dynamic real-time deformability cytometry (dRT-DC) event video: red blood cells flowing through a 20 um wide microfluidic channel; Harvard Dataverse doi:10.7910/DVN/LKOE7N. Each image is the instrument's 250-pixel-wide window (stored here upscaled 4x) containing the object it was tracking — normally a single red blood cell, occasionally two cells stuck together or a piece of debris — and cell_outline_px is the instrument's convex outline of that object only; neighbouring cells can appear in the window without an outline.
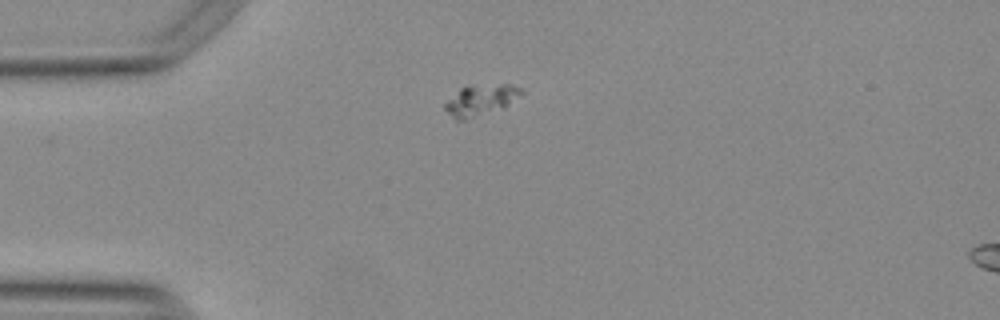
{"species": "Egyptian fruit bat (a non-hibernating species)", "species_latin": "Rousettus aegyptiacus", "temperature_condition": "warm", "stored_images_in_passage": 43, "camera_frame_rate_fps": 3000, "um_per_image_px": 0.085, "animal": {"sex": "female"}, "frame": {"image": 1, "passage_image": 1, "time_ms": 0.0, "image_size_px": [1000, 320], "cell_outline_px": [[524, 92], [504, 108], [468, 120], [456, 120], [444, 108], [444, 104], [460, 88], [500, 84], [508, 84], [524, 88]], "centroid_in_image_um": [40.9, 8.53], "position_along_channel_um": 44.1, "area_um2": 13.64}}
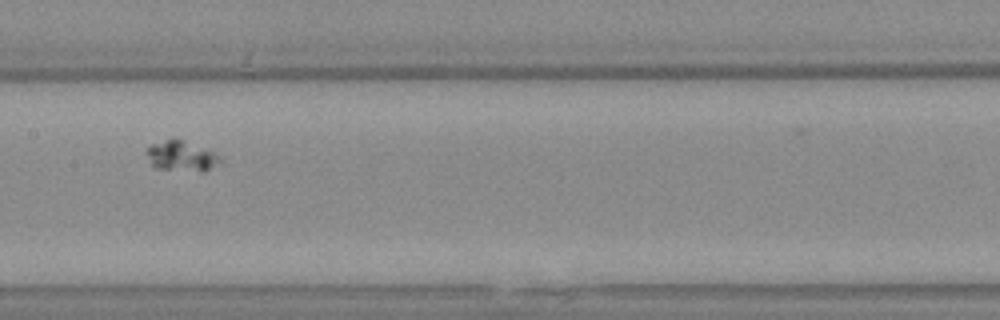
{"frame": {"image": 2, "passage_image": 15, "time_ms": 4.667, "image_size_px": [1000, 320], "cell_outline_px": [[224, 160], [204, 172], [200, 172], [156, 168], [152, 164], [144, 152], [144, 148], [152, 144], [172, 136], [184, 140], [216, 152]], "centroid_in_image_um": [15.42, 13.24], "position_along_channel_um": 192.0, "area_um2": 13.53}}
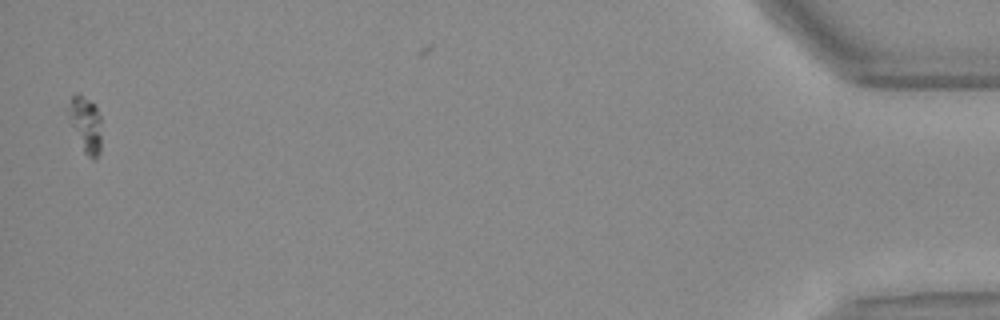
{"frame": {"image": 3, "passage_image": 42, "time_ms": 13.667, "image_size_px": [1000, 320], "cell_outline_px": [[100, 152], [96, 160], [92, 160], [84, 152], [68, 116], [68, 108], [72, 96], [76, 92], [80, 92], [96, 104], [100, 116]], "centroid_in_image_um": [7.3, 10.52], "position_along_channel_um": 427.9, "area_um2": 10.81}}